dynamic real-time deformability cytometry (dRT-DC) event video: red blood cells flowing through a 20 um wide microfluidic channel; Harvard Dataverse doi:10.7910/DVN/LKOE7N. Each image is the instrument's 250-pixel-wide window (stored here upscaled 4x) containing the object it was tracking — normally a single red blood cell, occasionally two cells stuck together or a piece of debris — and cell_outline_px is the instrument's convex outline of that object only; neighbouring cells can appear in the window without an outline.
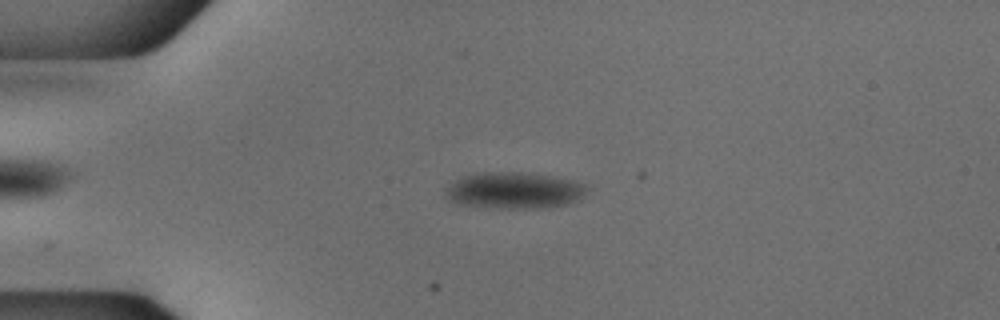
{"species": "common noctule bat (a hibernating species)", "species_latin": "Nyctalus noctula", "temperature_condition": "cold", "stored_images_in_passage": 53, "camera_frame_rate_fps": 3000, "um_per_image_px": 0.085, "animal": {"sex": "male", "body_mass_g": 18.8}, "frame": {"image": 1, "passage_image": 12, "time_ms": 3.667, "image_size_px": [1000, 320], "cell_outline_px": [[592, 188], [580, 200], [568, 204], [548, 208], [504, 208], [460, 204], [448, 200], [444, 196], [444, 188], [460, 176], [480, 172], [520, 172], [552, 176], [572, 180], [588, 184]], "centroid_in_image_um": [43.75, 16.18], "position_along_channel_um": 41.3, "area_um2": 30.69}}
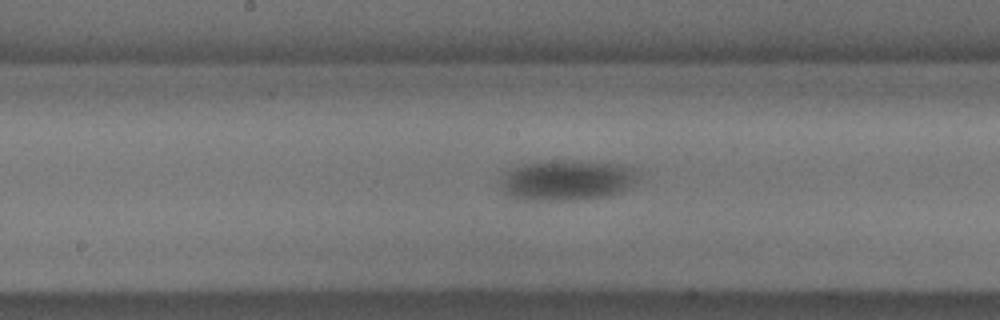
{"frame": {"image": 2, "passage_image": 27, "time_ms": 8.667, "image_size_px": [1000, 320], "cell_outline_px": [[636, 180], [632, 184], [616, 192], [600, 196], [572, 200], [520, 200], [504, 192], [500, 184], [504, 176], [508, 172], [516, 168], [528, 164], [560, 160], [572, 160], [616, 164], [628, 168], [636, 172]], "centroid_in_image_um": [48.13, 15.33], "position_along_channel_um": 200.1, "area_um2": 31.21}}
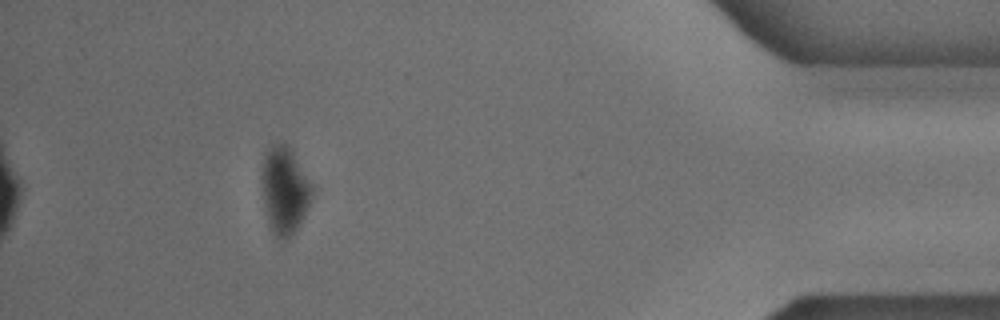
{"frame": {"image": 3, "passage_image": 48, "time_ms": 15.667, "image_size_px": [1000, 320], "cell_outline_px": [[312, 196], [304, 216], [300, 224], [288, 240], [280, 240], [276, 236], [268, 220], [264, 204], [260, 180], [260, 176], [264, 156], [268, 148], [272, 144], [284, 144], [292, 152], [312, 184]], "centroid_in_image_um": [24.17, 16.19], "position_along_channel_um": 411.0, "area_um2": 25.26}, "authors_computed_cell_mechanics": {"area_um2": 29.478, "velocity_mm_per_s": 3.7548, "shape_relaxation_time_tau1_ms": 6.4797, "shape_relaxation_time_tau2_ms": null, "deformation_change_tau1": 0.0997, "deformation_change_tau2": null}}